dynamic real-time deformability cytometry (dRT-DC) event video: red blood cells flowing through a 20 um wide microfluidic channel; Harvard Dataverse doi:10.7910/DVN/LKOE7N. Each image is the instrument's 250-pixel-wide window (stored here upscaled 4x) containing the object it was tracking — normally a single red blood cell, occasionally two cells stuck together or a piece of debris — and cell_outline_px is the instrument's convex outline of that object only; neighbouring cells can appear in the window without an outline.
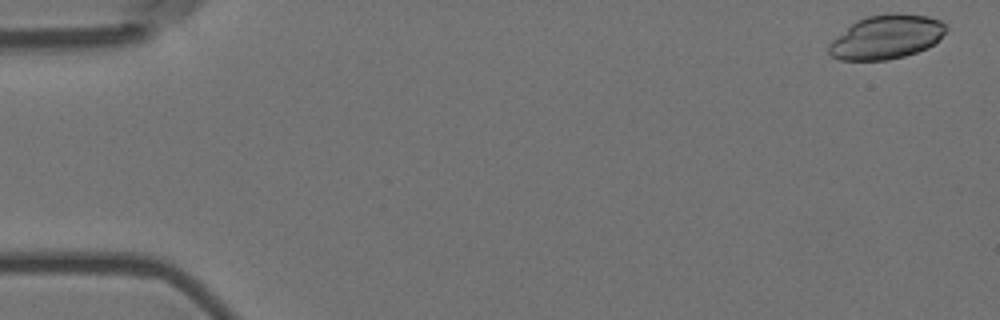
{"species": "Egyptian fruit bat (a non-hibernating species)", "species_latin": "Rousettus aegyptiacus", "temperature_condition": "room temperature", "stored_images_in_passage": 5, "camera_frame_rate_fps": 3000, "um_per_image_px": 0.085, "animal": {"sex": "female"}, "frame": {"image": 1, "passage_image": 1, "time_ms": 0.0, "image_size_px": [1000, 320], "cell_outline_px": [[948, 28], [928, 48], [904, 56], [888, 60], [840, 60], [832, 56], [828, 52], [828, 44], [832, 40], [856, 20], [868, 16], [892, 12], [900, 12], [928, 16], [940, 20]], "centroid_in_image_um": [75.33, 3.13], "position_along_channel_um": 9.7, "area_um2": 30.06}}
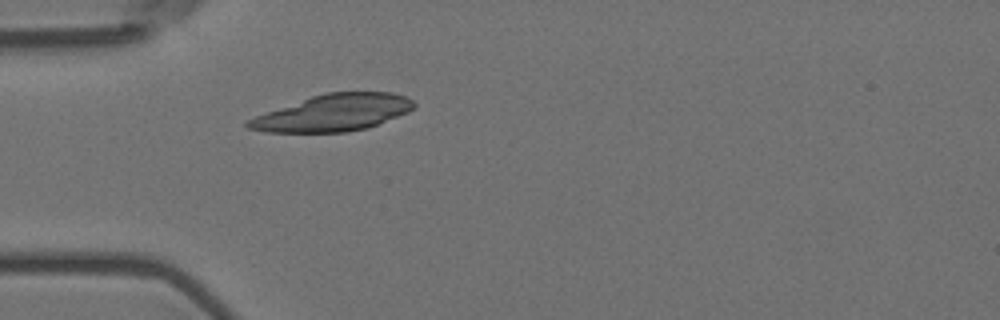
{"frame": {"image": 2, "passage_image": 5, "time_ms": 1.333, "image_size_px": [1000, 320], "cell_outline_px": [[416, 104], [408, 112], [368, 128], [348, 132], [268, 132], [248, 128], [244, 124], [248, 120], [256, 116], [312, 96], [324, 92], [392, 92], [404, 96], [412, 100]], "centroid_in_image_um": [28.35, 9.59], "position_along_channel_um": 56.6, "area_um2": 35.08}}